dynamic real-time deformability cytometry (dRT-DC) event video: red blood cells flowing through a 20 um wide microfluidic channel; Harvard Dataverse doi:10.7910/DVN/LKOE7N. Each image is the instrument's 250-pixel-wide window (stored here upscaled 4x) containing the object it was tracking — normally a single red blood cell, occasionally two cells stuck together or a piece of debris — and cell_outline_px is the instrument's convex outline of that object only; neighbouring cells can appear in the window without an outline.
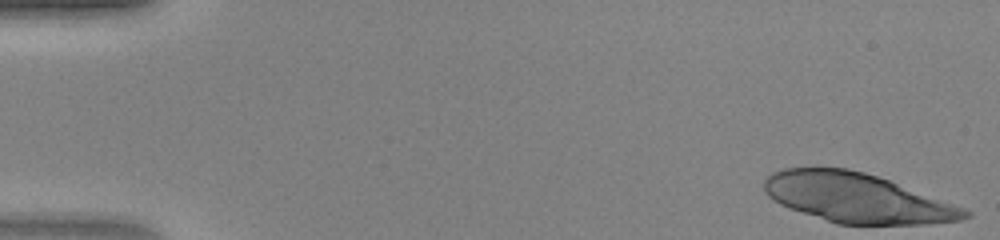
{"species": "human", "species_latin": "Homo sapiens", "temperature_condition": "warm", "stored_images_in_passage": 45, "camera_frame_rate_fps": 3000, "um_per_image_px": 0.085, "donor": {"sex": "female"}, "frame": {"image": 1, "passage_image": 1, "time_ms": 0.0, "image_size_px": [1000, 240], "cell_outline_px": [[972, 216], [960, 220], [924, 224], [836, 224], [780, 204], [768, 196], [764, 192], [764, 180], [772, 172], [784, 168], [848, 168], [864, 172], [888, 180], [968, 208], [972, 212]], "centroid_in_image_um": [72.88, 16.83], "position_along_channel_um": 12.1, "area_um2": 57.63}}
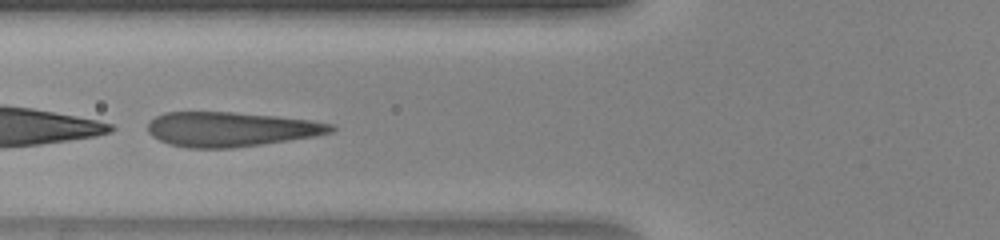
{"frame": {"image": 2, "passage_image": 18, "time_ms": 5.667, "image_size_px": [1000, 240], "cell_outline_px": [[336, 128], [332, 132], [316, 136], [232, 148], [188, 148], [168, 144], [152, 136], [148, 132], [148, 124], [156, 116], [164, 112], [236, 112], [276, 116], [312, 120], [336, 124]], "centroid_in_image_um": [19.65, 10.98], "position_along_channel_um": 106.2, "area_um2": 37.05}}
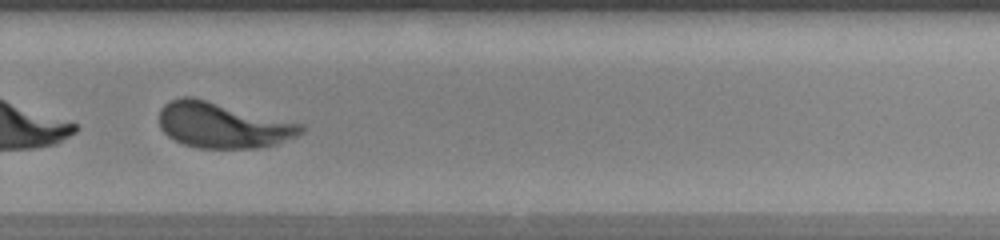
{"frame": {"image": 3, "passage_image": 32, "time_ms": 10.333, "image_size_px": [1000, 240], "cell_outline_px": [[308, 128], [304, 132], [296, 136], [276, 144], [256, 148], [200, 148], [184, 144], [168, 136], [160, 128], [160, 108], [164, 104], [172, 100], [184, 96], [192, 96], [304, 124]], "centroid_in_image_um": [18.96, 10.64], "position_along_channel_um": 310.8, "area_um2": 37.74}}